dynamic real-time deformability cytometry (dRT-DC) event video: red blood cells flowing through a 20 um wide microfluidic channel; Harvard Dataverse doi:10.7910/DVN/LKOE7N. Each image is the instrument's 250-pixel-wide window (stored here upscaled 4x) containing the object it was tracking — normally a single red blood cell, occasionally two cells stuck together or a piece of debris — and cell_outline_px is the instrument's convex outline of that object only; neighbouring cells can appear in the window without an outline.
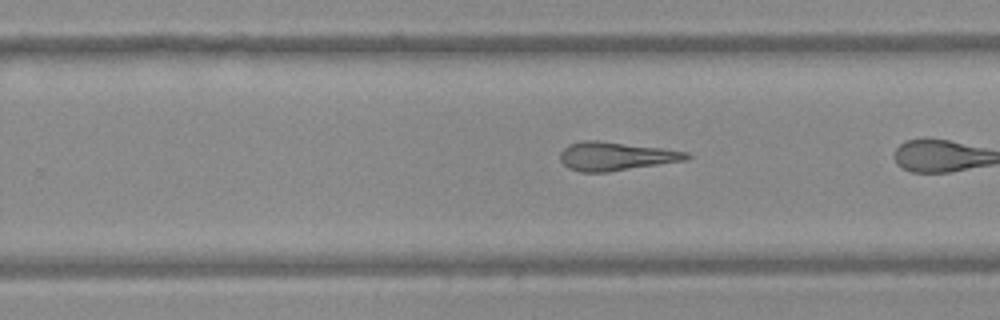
{"species": "Egyptian fruit bat (a non-hibernating species)", "species_latin": "Rousettus aegyptiacus", "temperature_condition": "warm", "stored_images_in_passage": 37, "camera_frame_rate_fps": 3000, "um_per_image_px": 0.085, "frame": {"image": 1, "passage_image": 27, "time_ms": 8.667, "image_size_px": [1000, 320], "cell_outline_px": [[692, 156], [688, 160], [608, 172], [580, 172], [568, 168], [560, 160], [560, 152], [568, 144], [584, 140], [600, 140], [660, 148], [688, 152]], "centroid_in_image_um": [52.33, 13.28], "position_along_channel_um": 277.5, "area_um2": 21.15}}